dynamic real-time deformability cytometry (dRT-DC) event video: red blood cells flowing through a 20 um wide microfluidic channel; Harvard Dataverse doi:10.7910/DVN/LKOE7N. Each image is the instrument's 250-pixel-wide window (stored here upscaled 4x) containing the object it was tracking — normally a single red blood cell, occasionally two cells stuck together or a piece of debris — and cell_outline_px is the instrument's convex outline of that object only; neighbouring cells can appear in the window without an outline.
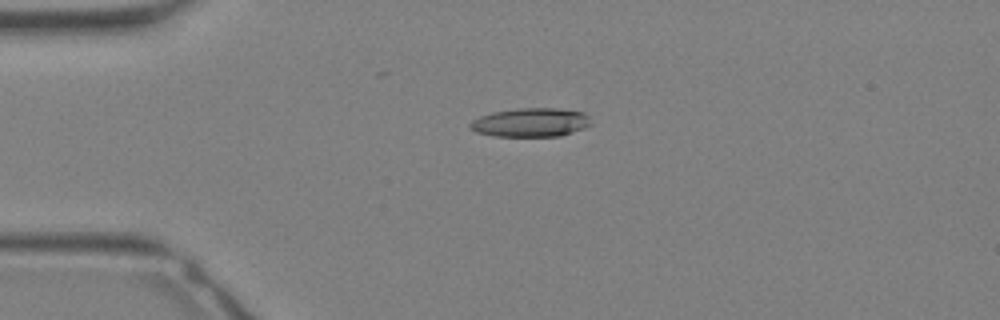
{"species": "Egyptian fruit bat (a non-hibernating species)", "species_latin": "Rousettus aegyptiacus", "temperature_condition": "warm", "stored_images_in_passage": 22, "camera_frame_rate_fps": 3000, "um_per_image_px": 0.085, "animal": {"sex": "female"}, "frame": {"image": 1, "passage_image": 8, "time_ms": 2.333, "image_size_px": [1000, 320], "cell_outline_px": [[592, 124], [584, 128], [560, 136], [496, 136], [476, 132], [468, 128], [468, 124], [472, 120], [480, 116], [492, 112], [520, 108], [556, 108], [584, 112], [588, 116]], "centroid_in_image_um": [45.09, 10.4], "position_along_channel_um": 39.9, "area_um2": 20.35}}
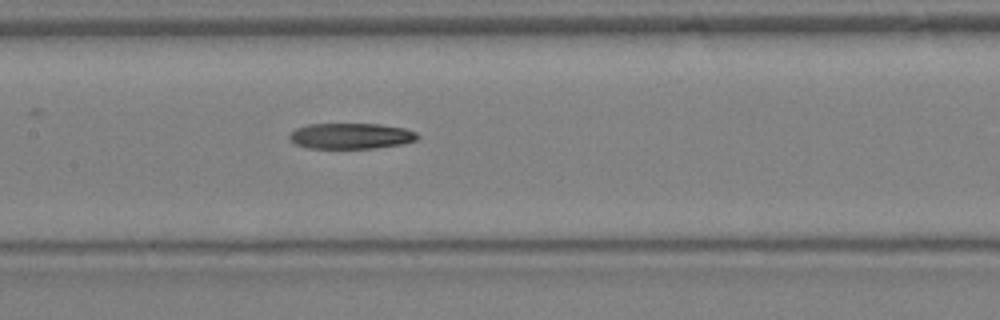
{"frame": {"image": 2, "passage_image": 16, "time_ms": 5.0, "image_size_px": [1000, 320], "cell_outline_px": [[420, 136], [416, 140], [400, 144], [372, 148], [308, 148], [296, 144], [288, 136], [296, 128], [308, 124], [380, 124], [404, 128], [416, 132]], "centroid_in_image_um": [29.83, 11.55], "position_along_channel_um": 177.6, "area_um2": 19.07}}
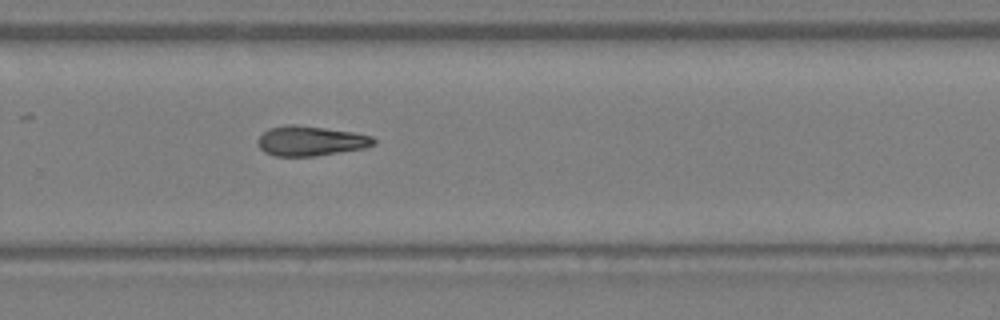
{"frame": {"image": 3, "passage_image": 22, "time_ms": 7.0, "image_size_px": [1000, 320], "cell_outline_px": [[376, 144], [364, 148], [312, 156], [276, 156], [264, 152], [256, 144], [256, 140], [268, 128], [288, 124], [296, 124], [352, 132], [372, 136], [376, 140]], "centroid_in_image_um": [26.36, 11.97], "position_along_channel_um": 303.4, "area_um2": 20.11}}